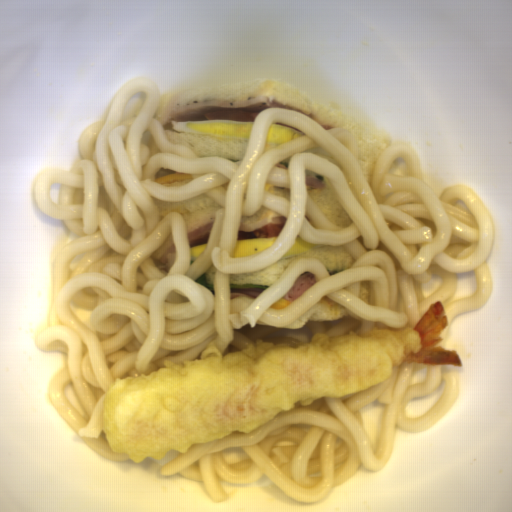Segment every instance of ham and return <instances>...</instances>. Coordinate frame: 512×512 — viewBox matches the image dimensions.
Here are the masks:
<instances>
[{"label":"ham","instance_id":"874fe6ef","mask_svg":"<svg viewBox=\"0 0 512 512\" xmlns=\"http://www.w3.org/2000/svg\"><path fill=\"white\" fill-rule=\"evenodd\" d=\"M172 254H178L176 244L175 242L172 243V245L169 247V249L160 256V261H163L166 263L168 257Z\"/></svg>","mask_w":512,"mask_h":512},{"label":"ham","instance_id":"d13d27c6","mask_svg":"<svg viewBox=\"0 0 512 512\" xmlns=\"http://www.w3.org/2000/svg\"><path fill=\"white\" fill-rule=\"evenodd\" d=\"M287 219L288 218H286L284 216H278V217L269 218V219H262L256 223L250 224V225H240L239 224L238 231H244L247 233V232L259 231L260 229H262L263 227H265L267 225H285Z\"/></svg>","mask_w":512,"mask_h":512},{"label":"ham","instance_id":"c238892f","mask_svg":"<svg viewBox=\"0 0 512 512\" xmlns=\"http://www.w3.org/2000/svg\"><path fill=\"white\" fill-rule=\"evenodd\" d=\"M213 224H214V221L204 224V225L192 230L190 233H188L187 234L188 244L194 243L203 235L211 234L212 230H213Z\"/></svg>","mask_w":512,"mask_h":512},{"label":"ham","instance_id":"65de58e3","mask_svg":"<svg viewBox=\"0 0 512 512\" xmlns=\"http://www.w3.org/2000/svg\"><path fill=\"white\" fill-rule=\"evenodd\" d=\"M305 183L309 184L313 188H317L320 190L326 188V184L322 180H320L317 176H313V175L306 174V173H305Z\"/></svg>","mask_w":512,"mask_h":512},{"label":"ham","instance_id":"4e895bc4","mask_svg":"<svg viewBox=\"0 0 512 512\" xmlns=\"http://www.w3.org/2000/svg\"><path fill=\"white\" fill-rule=\"evenodd\" d=\"M268 289L263 288H231V299H255Z\"/></svg>","mask_w":512,"mask_h":512},{"label":"ham","instance_id":"09b19980","mask_svg":"<svg viewBox=\"0 0 512 512\" xmlns=\"http://www.w3.org/2000/svg\"><path fill=\"white\" fill-rule=\"evenodd\" d=\"M319 280L315 273L301 272L294 284L279 298L293 302Z\"/></svg>","mask_w":512,"mask_h":512},{"label":"ham","instance_id":"37f43c06","mask_svg":"<svg viewBox=\"0 0 512 512\" xmlns=\"http://www.w3.org/2000/svg\"><path fill=\"white\" fill-rule=\"evenodd\" d=\"M284 108L279 102L270 99L267 96H260L251 99H216L206 101H195L181 105L173 114L170 115L173 122H191L203 121L205 116L203 112H222L238 110H254ZM285 109V108H284Z\"/></svg>","mask_w":512,"mask_h":512}]
</instances>
